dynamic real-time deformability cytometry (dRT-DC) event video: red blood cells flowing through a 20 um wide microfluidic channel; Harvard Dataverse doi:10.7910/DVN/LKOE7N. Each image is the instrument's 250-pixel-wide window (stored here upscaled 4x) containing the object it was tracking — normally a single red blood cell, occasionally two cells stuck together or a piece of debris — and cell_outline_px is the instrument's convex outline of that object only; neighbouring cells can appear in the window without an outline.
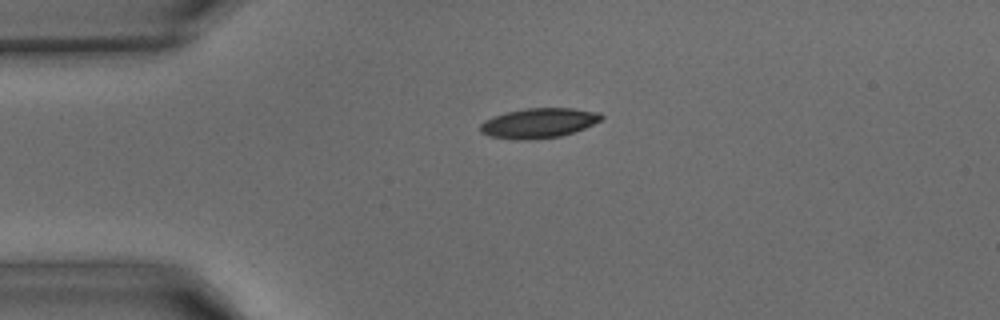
{"species": "common noctule bat (a hibernating species)", "species_latin": "Nyctalus noctula", "temperature_condition": "warm", "stored_images_in_passage": 33, "camera_frame_rate_fps": 3000, "um_per_image_px": 0.085, "animal": {"sex": "male", "body_mass_g": 15.6}, "frame": {"image": 1, "passage_image": 1, "time_ms": 0.0, "image_size_px": [1000, 320], "cell_outline_px": [[604, 116], [600, 120], [584, 128], [560, 136], [536, 140], [516, 140], [488, 136], [480, 132], [480, 124], [484, 120], [508, 112], [528, 108], [572, 108], [600, 112]], "centroid_in_image_um": [45.78, 10.47], "position_along_channel_um": 39.2, "area_um2": 21.04}}
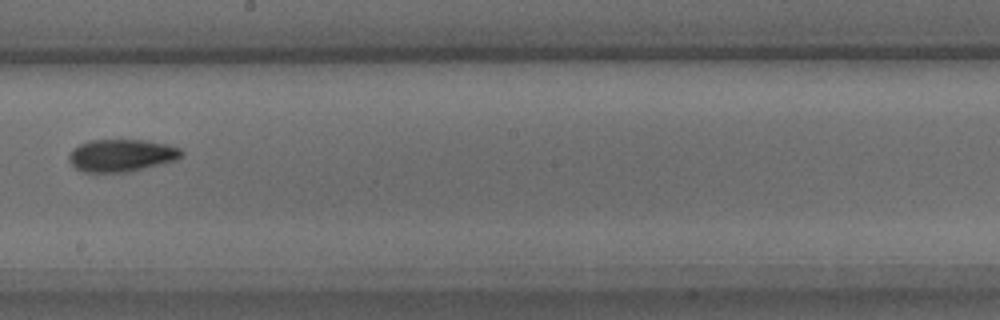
{"frame": {"image": 2, "passage_image": 15, "time_ms": 4.667, "image_size_px": [1000, 320], "cell_outline_px": [[184, 156], [176, 160], [128, 172], [84, 172], [76, 168], [68, 160], [68, 156], [72, 148], [88, 140], [144, 140], [168, 144], [180, 148], [184, 152]], "centroid_in_image_um": [10.33, 13.2], "position_along_channel_um": 237.9, "area_um2": 21.39}}
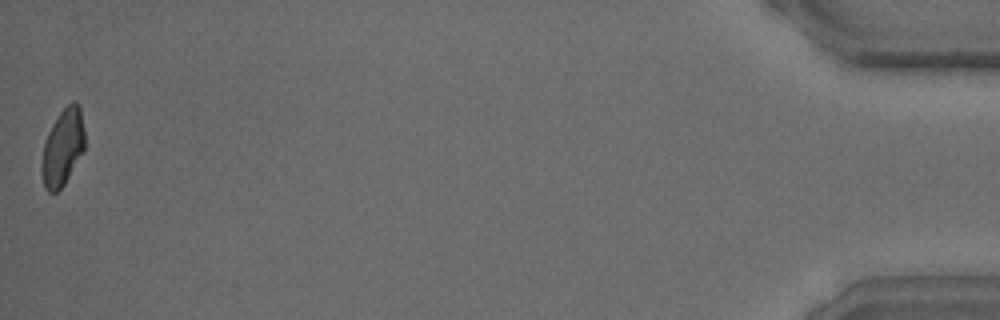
{"frame": {"image": 3, "passage_image": 33, "time_ms": 10.667, "image_size_px": [1000, 320], "cell_outline_px": [[84, 152], [64, 184], [56, 192], [48, 192], [44, 188], [40, 172], [40, 164], [44, 140], [52, 124], [60, 112], [72, 100], [76, 100], [80, 108], [84, 128]], "centroid_in_image_um": [5.31, 12.54], "position_along_channel_um": 429.9, "area_um2": 19.59}}